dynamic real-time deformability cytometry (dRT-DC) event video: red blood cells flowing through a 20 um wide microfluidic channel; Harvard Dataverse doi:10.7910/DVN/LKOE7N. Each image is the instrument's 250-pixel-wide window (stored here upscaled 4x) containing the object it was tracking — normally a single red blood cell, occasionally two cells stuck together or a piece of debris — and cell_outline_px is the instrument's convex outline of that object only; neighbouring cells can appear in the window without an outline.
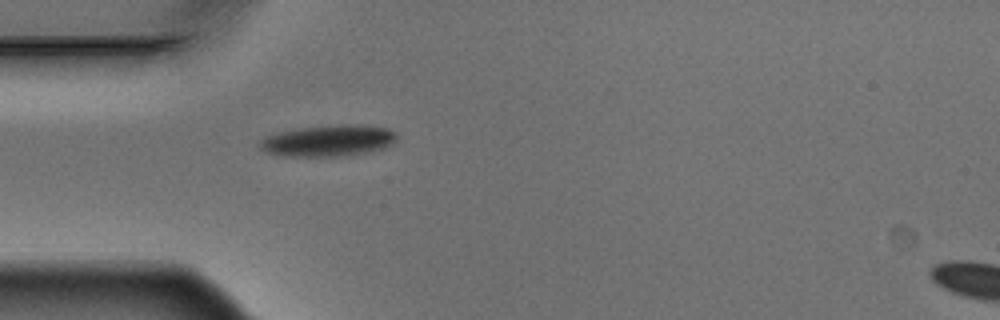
{"species": "Egyptian fruit bat (a non-hibernating species)", "species_latin": "Rousettus aegyptiacus", "temperature_condition": "warm", "stored_images_in_passage": 2, "segment_of_instrument_passage": [1, 2], "camera_frame_rate_fps": 3000, "um_per_image_px": 0.085, "animal": {"sex": "male"}, "frame": {"image": 1, "passage_image": 1, "time_ms": 0.0, "image_size_px": [1000, 320], "cell_outline_px": [[396, 140], [392, 144], [384, 148], [348, 156], [280, 156], [264, 152], [260, 148], [260, 140], [264, 136], [280, 132], [300, 128], [340, 124], [364, 124], [384, 128], [396, 132]], "centroid_in_image_um": [27.9, 11.96], "position_along_channel_um": 57.1, "area_um2": 25.2}}